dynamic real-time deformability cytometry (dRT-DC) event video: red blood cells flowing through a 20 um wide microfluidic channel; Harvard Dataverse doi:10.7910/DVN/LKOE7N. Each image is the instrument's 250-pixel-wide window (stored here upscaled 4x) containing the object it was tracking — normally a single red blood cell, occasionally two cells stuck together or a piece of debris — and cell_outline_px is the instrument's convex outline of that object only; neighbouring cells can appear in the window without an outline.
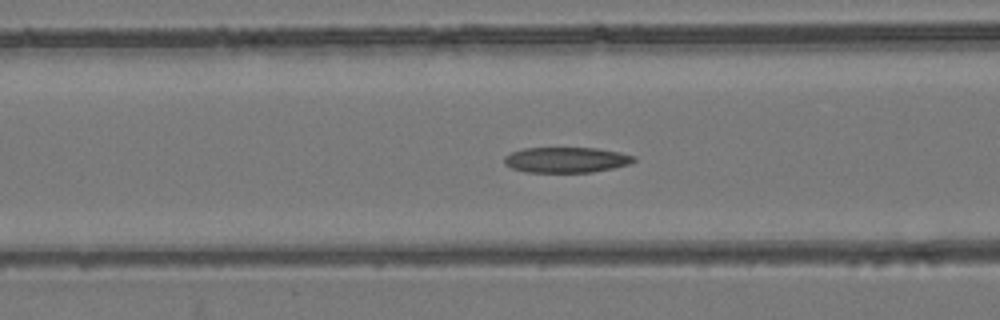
{"species": "common noctule bat (a hibernating species)", "species_latin": "Nyctalus noctula", "temperature_condition": "room temperature", "stored_images_in_passage": 53, "camera_frame_rate_fps": 3000, "um_per_image_px": 0.085, "animal": {"sex": "female", "body_mass_g": 24.6, "forearm_length_mm": 56.2}, "frame": {"image": 1, "passage_image": 21, "time_ms": 6.667, "image_size_px": [1000, 320], "cell_outline_px": [[636, 160], [628, 164], [612, 168], [592, 172], [524, 172], [512, 168], [504, 164], [504, 156], [512, 152], [524, 148], [596, 148], [620, 152], [636, 156]], "centroid_in_image_um": [48.12, 13.59], "position_along_channel_um": 118.5, "area_um2": 19.25}}
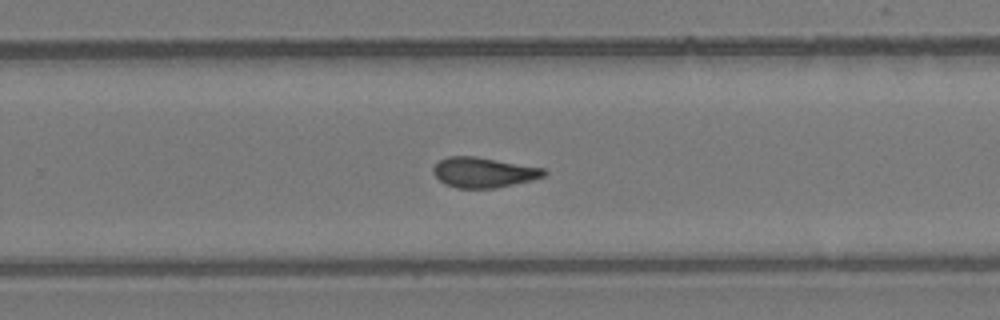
{"frame": {"image": 2, "passage_image": 34, "time_ms": 11.0, "image_size_px": [1000, 320], "cell_outline_px": [[548, 172], [544, 176], [532, 180], [496, 188], [456, 188], [444, 184], [432, 172], [432, 168], [440, 160], [448, 156], [476, 156], [544, 168]], "centroid_in_image_um": [41.1, 14.65], "position_along_channel_um": 288.7, "area_um2": 19.54}}
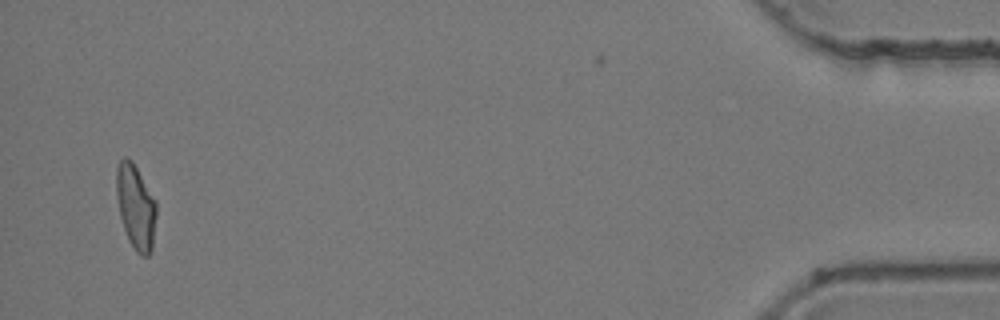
{"frame": {"image": 3, "passage_image": 51, "time_ms": 16.667, "image_size_px": [1000, 320], "cell_outline_px": [[156, 216], [152, 248], [148, 256], [140, 256], [136, 252], [128, 240], [120, 216], [116, 192], [116, 168], [120, 160], [124, 156], [128, 156], [132, 160], [156, 200]], "centroid_in_image_um": [11.53, 17.56], "position_along_channel_um": 423.7, "area_um2": 19.83}, "authors_computed_cell_mechanics": {"area_um2": 19.941, "velocity_mm_per_s": 3.9373, "shape_relaxation_time_tau1_ms": null, "shape_relaxation_time_tau2_ms": 2.8636, "deformation_change_tau1": null, "deformation_change_tau2": 0.1035}}